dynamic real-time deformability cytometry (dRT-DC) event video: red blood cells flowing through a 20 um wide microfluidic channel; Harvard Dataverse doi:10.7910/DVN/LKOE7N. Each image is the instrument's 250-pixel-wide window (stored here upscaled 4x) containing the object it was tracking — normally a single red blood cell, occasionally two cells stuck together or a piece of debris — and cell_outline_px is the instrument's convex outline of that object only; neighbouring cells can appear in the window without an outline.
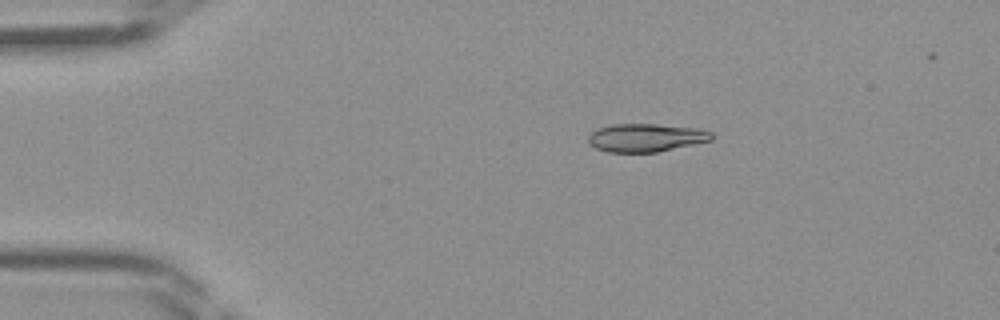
{"species": "Egyptian fruit bat (a non-hibernating species)", "species_latin": "Rousettus aegyptiacus", "temperature_condition": "room temperature", "stored_images_in_passage": 37, "camera_frame_rate_fps": 3000, "um_per_image_px": 0.085, "frame": {"image": 1, "passage_image": 1, "time_ms": 0.0, "image_size_px": [1000, 320], "cell_outline_px": [[712, 140], [656, 152], [608, 152], [596, 148], [588, 144], [588, 136], [596, 128], [612, 124], [656, 124], [700, 128], [712, 132]], "centroid_in_image_um": [54.87, 11.69], "position_along_channel_um": 30.1, "area_um2": 20.29}}
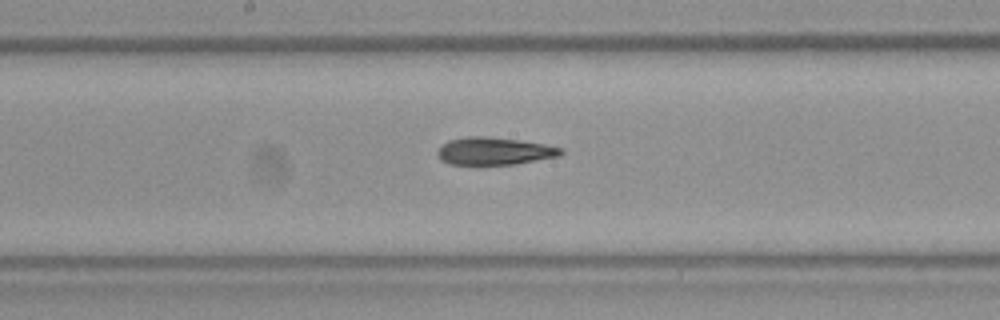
{"frame": {"image": 2, "passage_image": 16, "time_ms": 5.0, "image_size_px": [1000, 320], "cell_outline_px": [[564, 152], [560, 156], [516, 164], [448, 164], [440, 160], [436, 156], [436, 152], [448, 140], [468, 136], [484, 136], [516, 140], [544, 144], [564, 148]], "centroid_in_image_um": [42.01, 12.85], "position_along_channel_um": 206.2, "area_um2": 19.77}}
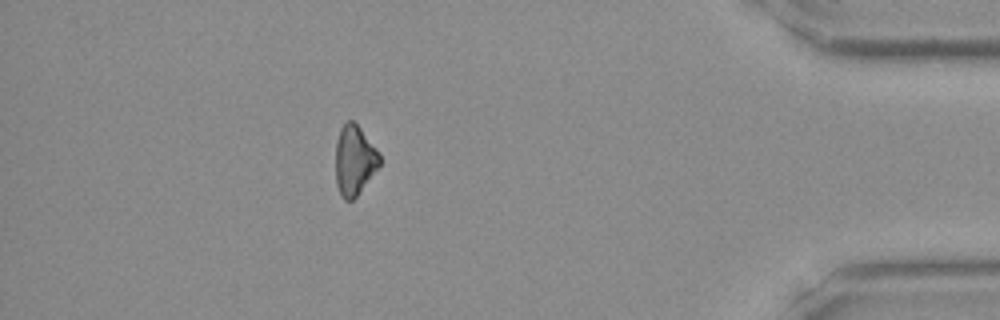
{"frame": {"image": 3, "passage_image": 32, "time_ms": 10.333, "image_size_px": [1000, 320], "cell_outline_px": [[380, 164], [356, 196], [352, 200], [344, 200], [340, 196], [336, 184], [336, 140], [340, 128], [348, 120], [352, 120], [360, 128], [380, 152]], "centroid_in_image_um": [30.11, 13.61], "position_along_channel_um": 405.1, "area_um2": 17.8}}